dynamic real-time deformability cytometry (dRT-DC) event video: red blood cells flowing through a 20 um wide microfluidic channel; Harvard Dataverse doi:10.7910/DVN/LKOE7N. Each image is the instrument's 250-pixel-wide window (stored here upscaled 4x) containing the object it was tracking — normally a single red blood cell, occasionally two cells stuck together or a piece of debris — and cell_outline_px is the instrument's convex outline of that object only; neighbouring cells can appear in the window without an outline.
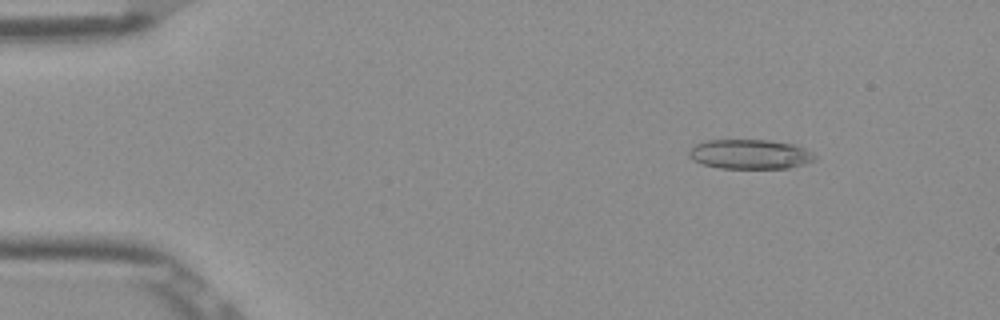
{"species": "Egyptian fruit bat (a non-hibernating species)", "species_latin": "Rousettus aegyptiacus", "temperature_condition": "room temperature", "stored_images_in_passage": 52, "camera_frame_rate_fps": 3000, "um_per_image_px": 0.085, "frame": {"image": 1, "passage_image": 7, "time_ms": 2.0, "image_size_px": [1000, 320], "cell_outline_px": [[816, 160], [804, 164], [788, 168], [720, 168], [704, 164], [692, 160], [688, 156], [688, 148], [696, 144], [708, 140], [768, 140], [792, 144], [804, 148], [812, 152], [816, 156]], "centroid_in_image_um": [63.73, 13.11], "position_along_channel_um": 21.3, "area_um2": 21.73}}
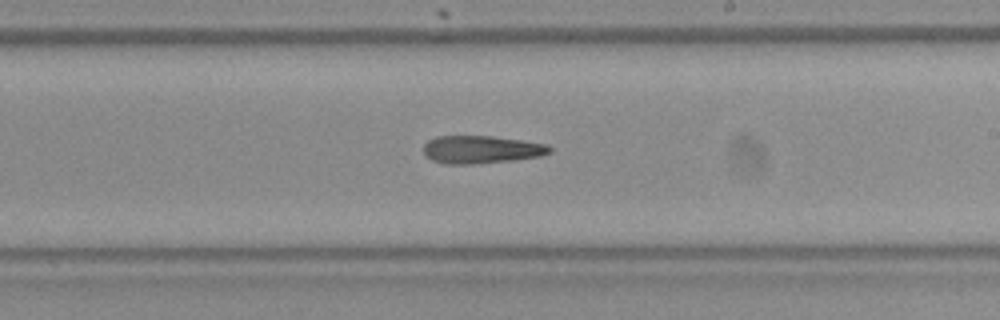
{"frame": {"image": 2, "passage_image": 31, "time_ms": 10.0, "image_size_px": [1000, 320], "cell_outline_px": [[552, 152], [540, 156], [516, 160], [476, 164], [444, 164], [432, 160], [424, 156], [424, 144], [428, 140], [436, 136], [492, 136], [548, 144], [552, 148]], "centroid_in_image_um": [40.91, 12.72], "position_along_channel_um": 248.1, "area_um2": 20.69}}
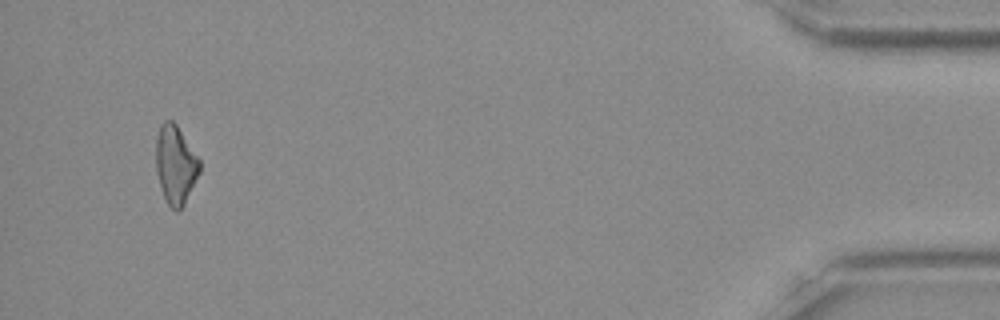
{"frame": {"image": 3, "passage_image": 50, "time_ms": 16.333, "image_size_px": [1000, 320], "cell_outline_px": [[200, 172], [184, 204], [176, 212], [168, 204], [164, 196], [156, 172], [156, 140], [160, 124], [164, 120], [172, 120], [176, 124], [200, 160]], "centroid_in_image_um": [14.91, 13.98], "position_along_channel_um": 420.3, "area_um2": 19.77}}